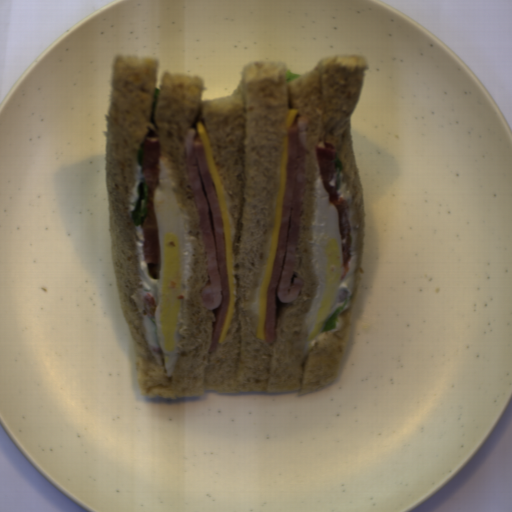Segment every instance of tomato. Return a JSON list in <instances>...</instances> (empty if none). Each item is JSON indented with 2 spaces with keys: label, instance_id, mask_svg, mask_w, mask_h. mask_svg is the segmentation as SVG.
<instances>
[{
  "label": "tomato",
  "instance_id": "obj_1",
  "mask_svg": "<svg viewBox=\"0 0 512 512\" xmlns=\"http://www.w3.org/2000/svg\"><path fill=\"white\" fill-rule=\"evenodd\" d=\"M161 142L154 135L143 137L140 181L148 187L147 214L139 223L142 234V257L150 280L159 282L161 262L160 228L155 212V191L160 186Z\"/></svg>",
  "mask_w": 512,
  "mask_h": 512
},
{
  "label": "tomato",
  "instance_id": "obj_2",
  "mask_svg": "<svg viewBox=\"0 0 512 512\" xmlns=\"http://www.w3.org/2000/svg\"><path fill=\"white\" fill-rule=\"evenodd\" d=\"M319 173L322 177L323 183L329 192V202L334 204L339 222L342 259L346 271H349V262L352 258L351 243L352 233L349 220L348 203L346 199L339 196L336 186H331V181L336 178L337 170L335 162L337 160V148L329 142H325L324 147H317L314 145Z\"/></svg>",
  "mask_w": 512,
  "mask_h": 512
},
{
  "label": "tomato",
  "instance_id": "obj_3",
  "mask_svg": "<svg viewBox=\"0 0 512 512\" xmlns=\"http://www.w3.org/2000/svg\"><path fill=\"white\" fill-rule=\"evenodd\" d=\"M157 306L158 303L151 294L146 293L145 296H142V314L144 316L156 318Z\"/></svg>",
  "mask_w": 512,
  "mask_h": 512
}]
</instances>
